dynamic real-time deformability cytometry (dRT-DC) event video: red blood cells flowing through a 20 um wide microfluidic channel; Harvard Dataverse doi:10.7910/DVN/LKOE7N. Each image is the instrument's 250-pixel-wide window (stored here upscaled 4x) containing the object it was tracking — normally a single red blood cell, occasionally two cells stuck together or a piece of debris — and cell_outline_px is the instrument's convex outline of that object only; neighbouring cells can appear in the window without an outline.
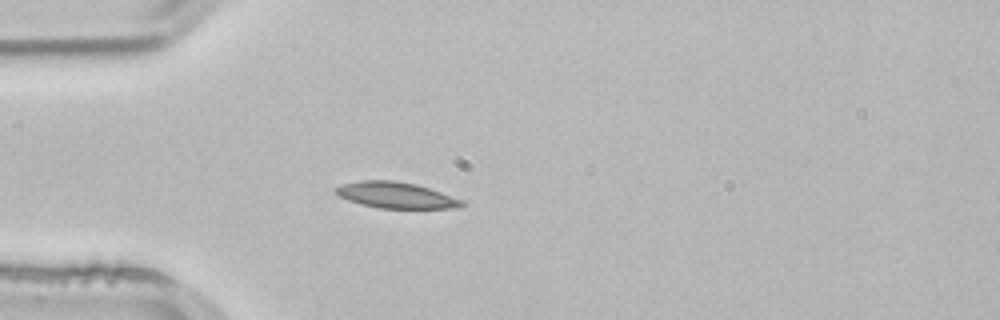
{"species": "common noctule bat (a hibernating species)", "species_latin": "Nyctalus noctula", "temperature_condition": "room temperature", "stored_images_in_passage": 3, "camera_frame_rate_fps": 3000, "um_per_image_px": 0.085, "animal": {"sex": "male", "body_mass_g": 21.5, "forearm_length_mm": 52.0}, "frame": {"image": 1, "passage_image": 3, "time_ms": 0.667, "image_size_px": [1000, 320], "cell_outline_px": [[464, 204], [460, 208], [380, 208], [360, 204], [348, 200], [340, 196], [336, 192], [336, 188], [344, 184], [360, 180], [396, 180], [416, 184], [464, 200]], "centroid_in_image_um": [33.68, 16.59], "position_along_channel_um": 51.3, "area_um2": 19.02}}